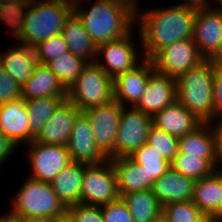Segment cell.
<instances>
[{"label": "cell", "mask_w": 222, "mask_h": 222, "mask_svg": "<svg viewBox=\"0 0 222 222\" xmlns=\"http://www.w3.org/2000/svg\"><path fill=\"white\" fill-rule=\"evenodd\" d=\"M30 178L50 183L72 160L64 145H50L33 141L26 145Z\"/></svg>", "instance_id": "cell-12"}, {"label": "cell", "mask_w": 222, "mask_h": 222, "mask_svg": "<svg viewBox=\"0 0 222 222\" xmlns=\"http://www.w3.org/2000/svg\"><path fill=\"white\" fill-rule=\"evenodd\" d=\"M84 170V163L71 162L50 182L51 188L66 208L81 204Z\"/></svg>", "instance_id": "cell-22"}, {"label": "cell", "mask_w": 222, "mask_h": 222, "mask_svg": "<svg viewBox=\"0 0 222 222\" xmlns=\"http://www.w3.org/2000/svg\"><path fill=\"white\" fill-rule=\"evenodd\" d=\"M154 71L151 59L144 58L134 69L116 76L113 79V99L122 106H134L144 93Z\"/></svg>", "instance_id": "cell-15"}, {"label": "cell", "mask_w": 222, "mask_h": 222, "mask_svg": "<svg viewBox=\"0 0 222 222\" xmlns=\"http://www.w3.org/2000/svg\"><path fill=\"white\" fill-rule=\"evenodd\" d=\"M125 1H127V2H129V3H131L133 6H135L136 8L137 7H140L139 5V1L138 0H125Z\"/></svg>", "instance_id": "cell-53"}, {"label": "cell", "mask_w": 222, "mask_h": 222, "mask_svg": "<svg viewBox=\"0 0 222 222\" xmlns=\"http://www.w3.org/2000/svg\"><path fill=\"white\" fill-rule=\"evenodd\" d=\"M104 222H135L125 201L119 197L115 201L101 206Z\"/></svg>", "instance_id": "cell-36"}, {"label": "cell", "mask_w": 222, "mask_h": 222, "mask_svg": "<svg viewBox=\"0 0 222 222\" xmlns=\"http://www.w3.org/2000/svg\"><path fill=\"white\" fill-rule=\"evenodd\" d=\"M152 121L156 128L176 138L193 132L203 123L177 100L157 112Z\"/></svg>", "instance_id": "cell-20"}, {"label": "cell", "mask_w": 222, "mask_h": 222, "mask_svg": "<svg viewBox=\"0 0 222 222\" xmlns=\"http://www.w3.org/2000/svg\"><path fill=\"white\" fill-rule=\"evenodd\" d=\"M73 2L74 13L96 46L124 38L135 31L136 7L125 0H96L95 3L92 0H74ZM84 2L90 4L89 9L84 7Z\"/></svg>", "instance_id": "cell-3"}, {"label": "cell", "mask_w": 222, "mask_h": 222, "mask_svg": "<svg viewBox=\"0 0 222 222\" xmlns=\"http://www.w3.org/2000/svg\"><path fill=\"white\" fill-rule=\"evenodd\" d=\"M0 131L17 147L34 141L30 134L25 99L0 104Z\"/></svg>", "instance_id": "cell-17"}, {"label": "cell", "mask_w": 222, "mask_h": 222, "mask_svg": "<svg viewBox=\"0 0 222 222\" xmlns=\"http://www.w3.org/2000/svg\"><path fill=\"white\" fill-rule=\"evenodd\" d=\"M204 59L193 39H184L163 47L151 61L156 72L177 79Z\"/></svg>", "instance_id": "cell-10"}, {"label": "cell", "mask_w": 222, "mask_h": 222, "mask_svg": "<svg viewBox=\"0 0 222 222\" xmlns=\"http://www.w3.org/2000/svg\"><path fill=\"white\" fill-rule=\"evenodd\" d=\"M67 97H42L25 100L30 134L36 138L58 106Z\"/></svg>", "instance_id": "cell-30"}, {"label": "cell", "mask_w": 222, "mask_h": 222, "mask_svg": "<svg viewBox=\"0 0 222 222\" xmlns=\"http://www.w3.org/2000/svg\"><path fill=\"white\" fill-rule=\"evenodd\" d=\"M147 143L170 163L178 153V138L156 128L154 125L150 128Z\"/></svg>", "instance_id": "cell-33"}, {"label": "cell", "mask_w": 222, "mask_h": 222, "mask_svg": "<svg viewBox=\"0 0 222 222\" xmlns=\"http://www.w3.org/2000/svg\"><path fill=\"white\" fill-rule=\"evenodd\" d=\"M139 10L137 7L136 27L145 58L151 59L160 49L174 42L192 39L196 10L180 4Z\"/></svg>", "instance_id": "cell-1"}, {"label": "cell", "mask_w": 222, "mask_h": 222, "mask_svg": "<svg viewBox=\"0 0 222 222\" xmlns=\"http://www.w3.org/2000/svg\"><path fill=\"white\" fill-rule=\"evenodd\" d=\"M133 36L132 31L124 38L97 46L95 63L112 79L134 69L145 58L143 51L136 47Z\"/></svg>", "instance_id": "cell-8"}, {"label": "cell", "mask_w": 222, "mask_h": 222, "mask_svg": "<svg viewBox=\"0 0 222 222\" xmlns=\"http://www.w3.org/2000/svg\"><path fill=\"white\" fill-rule=\"evenodd\" d=\"M211 124L216 133L217 154L222 167V117L214 119Z\"/></svg>", "instance_id": "cell-42"}, {"label": "cell", "mask_w": 222, "mask_h": 222, "mask_svg": "<svg viewBox=\"0 0 222 222\" xmlns=\"http://www.w3.org/2000/svg\"><path fill=\"white\" fill-rule=\"evenodd\" d=\"M210 61L214 65H222V41L220 44L219 49L216 51V53L210 58Z\"/></svg>", "instance_id": "cell-45"}, {"label": "cell", "mask_w": 222, "mask_h": 222, "mask_svg": "<svg viewBox=\"0 0 222 222\" xmlns=\"http://www.w3.org/2000/svg\"><path fill=\"white\" fill-rule=\"evenodd\" d=\"M214 64L204 59L176 79V100L203 123L215 119L213 104Z\"/></svg>", "instance_id": "cell-4"}, {"label": "cell", "mask_w": 222, "mask_h": 222, "mask_svg": "<svg viewBox=\"0 0 222 222\" xmlns=\"http://www.w3.org/2000/svg\"><path fill=\"white\" fill-rule=\"evenodd\" d=\"M117 178V188L120 197L133 191L146 190V174L139 165L129 157L111 159Z\"/></svg>", "instance_id": "cell-27"}, {"label": "cell", "mask_w": 222, "mask_h": 222, "mask_svg": "<svg viewBox=\"0 0 222 222\" xmlns=\"http://www.w3.org/2000/svg\"><path fill=\"white\" fill-rule=\"evenodd\" d=\"M14 197L9 212L21 219L51 220L67 212L48 182L28 177Z\"/></svg>", "instance_id": "cell-5"}, {"label": "cell", "mask_w": 222, "mask_h": 222, "mask_svg": "<svg viewBox=\"0 0 222 222\" xmlns=\"http://www.w3.org/2000/svg\"><path fill=\"white\" fill-rule=\"evenodd\" d=\"M73 12V0H30L9 19L10 35L16 43L33 49L40 42L61 34Z\"/></svg>", "instance_id": "cell-2"}, {"label": "cell", "mask_w": 222, "mask_h": 222, "mask_svg": "<svg viewBox=\"0 0 222 222\" xmlns=\"http://www.w3.org/2000/svg\"><path fill=\"white\" fill-rule=\"evenodd\" d=\"M37 64L34 50L20 43L0 54V65L21 86L34 72Z\"/></svg>", "instance_id": "cell-24"}, {"label": "cell", "mask_w": 222, "mask_h": 222, "mask_svg": "<svg viewBox=\"0 0 222 222\" xmlns=\"http://www.w3.org/2000/svg\"><path fill=\"white\" fill-rule=\"evenodd\" d=\"M122 108L123 106L113 99L107 104L82 111L89 120L97 146L108 159L115 158V142Z\"/></svg>", "instance_id": "cell-11"}, {"label": "cell", "mask_w": 222, "mask_h": 222, "mask_svg": "<svg viewBox=\"0 0 222 222\" xmlns=\"http://www.w3.org/2000/svg\"><path fill=\"white\" fill-rule=\"evenodd\" d=\"M129 158L142 165L146 174V189H152L154 181L158 180L171 167L170 162L165 160L148 143L135 150Z\"/></svg>", "instance_id": "cell-29"}, {"label": "cell", "mask_w": 222, "mask_h": 222, "mask_svg": "<svg viewBox=\"0 0 222 222\" xmlns=\"http://www.w3.org/2000/svg\"><path fill=\"white\" fill-rule=\"evenodd\" d=\"M80 113L81 111L76 105L67 99L64 100L51 115L34 141L50 145L66 146L73 129L74 121Z\"/></svg>", "instance_id": "cell-19"}, {"label": "cell", "mask_w": 222, "mask_h": 222, "mask_svg": "<svg viewBox=\"0 0 222 222\" xmlns=\"http://www.w3.org/2000/svg\"><path fill=\"white\" fill-rule=\"evenodd\" d=\"M152 125L151 116L134 106H123L115 142V158L129 157L135 150L147 143Z\"/></svg>", "instance_id": "cell-9"}, {"label": "cell", "mask_w": 222, "mask_h": 222, "mask_svg": "<svg viewBox=\"0 0 222 222\" xmlns=\"http://www.w3.org/2000/svg\"><path fill=\"white\" fill-rule=\"evenodd\" d=\"M178 4L194 10L211 8V0H182V2Z\"/></svg>", "instance_id": "cell-43"}, {"label": "cell", "mask_w": 222, "mask_h": 222, "mask_svg": "<svg viewBox=\"0 0 222 222\" xmlns=\"http://www.w3.org/2000/svg\"><path fill=\"white\" fill-rule=\"evenodd\" d=\"M0 9L2 10V0H0Z\"/></svg>", "instance_id": "cell-54"}, {"label": "cell", "mask_w": 222, "mask_h": 222, "mask_svg": "<svg viewBox=\"0 0 222 222\" xmlns=\"http://www.w3.org/2000/svg\"><path fill=\"white\" fill-rule=\"evenodd\" d=\"M67 100L82 112L113 100V79L96 63H87L67 91Z\"/></svg>", "instance_id": "cell-6"}, {"label": "cell", "mask_w": 222, "mask_h": 222, "mask_svg": "<svg viewBox=\"0 0 222 222\" xmlns=\"http://www.w3.org/2000/svg\"><path fill=\"white\" fill-rule=\"evenodd\" d=\"M222 195V168L195 181L192 203L204 214L211 216L219 206Z\"/></svg>", "instance_id": "cell-26"}, {"label": "cell", "mask_w": 222, "mask_h": 222, "mask_svg": "<svg viewBox=\"0 0 222 222\" xmlns=\"http://www.w3.org/2000/svg\"><path fill=\"white\" fill-rule=\"evenodd\" d=\"M176 100V79L154 71L135 108L153 117Z\"/></svg>", "instance_id": "cell-18"}, {"label": "cell", "mask_w": 222, "mask_h": 222, "mask_svg": "<svg viewBox=\"0 0 222 222\" xmlns=\"http://www.w3.org/2000/svg\"><path fill=\"white\" fill-rule=\"evenodd\" d=\"M154 222H169V220L161 214L154 220Z\"/></svg>", "instance_id": "cell-51"}, {"label": "cell", "mask_w": 222, "mask_h": 222, "mask_svg": "<svg viewBox=\"0 0 222 222\" xmlns=\"http://www.w3.org/2000/svg\"><path fill=\"white\" fill-rule=\"evenodd\" d=\"M73 222H104L100 206L76 204L67 208Z\"/></svg>", "instance_id": "cell-38"}, {"label": "cell", "mask_w": 222, "mask_h": 222, "mask_svg": "<svg viewBox=\"0 0 222 222\" xmlns=\"http://www.w3.org/2000/svg\"><path fill=\"white\" fill-rule=\"evenodd\" d=\"M170 164L177 172L195 181L210 175L214 171L204 159L179 152L175 155Z\"/></svg>", "instance_id": "cell-32"}, {"label": "cell", "mask_w": 222, "mask_h": 222, "mask_svg": "<svg viewBox=\"0 0 222 222\" xmlns=\"http://www.w3.org/2000/svg\"><path fill=\"white\" fill-rule=\"evenodd\" d=\"M6 24L7 26L9 25V18L7 15L0 9V23Z\"/></svg>", "instance_id": "cell-48"}, {"label": "cell", "mask_w": 222, "mask_h": 222, "mask_svg": "<svg viewBox=\"0 0 222 222\" xmlns=\"http://www.w3.org/2000/svg\"><path fill=\"white\" fill-rule=\"evenodd\" d=\"M5 214V215H4ZM0 215V222H23L19 216L13 215L11 212Z\"/></svg>", "instance_id": "cell-44"}, {"label": "cell", "mask_w": 222, "mask_h": 222, "mask_svg": "<svg viewBox=\"0 0 222 222\" xmlns=\"http://www.w3.org/2000/svg\"><path fill=\"white\" fill-rule=\"evenodd\" d=\"M120 197L111 159L99 164H85L81 186V204L107 205Z\"/></svg>", "instance_id": "cell-7"}, {"label": "cell", "mask_w": 222, "mask_h": 222, "mask_svg": "<svg viewBox=\"0 0 222 222\" xmlns=\"http://www.w3.org/2000/svg\"><path fill=\"white\" fill-rule=\"evenodd\" d=\"M135 222H154L162 214V205L152 189L133 191L121 197Z\"/></svg>", "instance_id": "cell-28"}, {"label": "cell", "mask_w": 222, "mask_h": 222, "mask_svg": "<svg viewBox=\"0 0 222 222\" xmlns=\"http://www.w3.org/2000/svg\"><path fill=\"white\" fill-rule=\"evenodd\" d=\"M199 53L210 59L219 49L222 41V10H196L193 37Z\"/></svg>", "instance_id": "cell-14"}, {"label": "cell", "mask_w": 222, "mask_h": 222, "mask_svg": "<svg viewBox=\"0 0 222 222\" xmlns=\"http://www.w3.org/2000/svg\"><path fill=\"white\" fill-rule=\"evenodd\" d=\"M22 86L0 65V104L22 98Z\"/></svg>", "instance_id": "cell-37"}, {"label": "cell", "mask_w": 222, "mask_h": 222, "mask_svg": "<svg viewBox=\"0 0 222 222\" xmlns=\"http://www.w3.org/2000/svg\"><path fill=\"white\" fill-rule=\"evenodd\" d=\"M212 3H215L216 5H212ZM211 8L222 10V0H211Z\"/></svg>", "instance_id": "cell-49"}, {"label": "cell", "mask_w": 222, "mask_h": 222, "mask_svg": "<svg viewBox=\"0 0 222 222\" xmlns=\"http://www.w3.org/2000/svg\"><path fill=\"white\" fill-rule=\"evenodd\" d=\"M178 152L204 159L214 170L222 168L218 159L216 133L211 123H202L193 132L178 138Z\"/></svg>", "instance_id": "cell-16"}, {"label": "cell", "mask_w": 222, "mask_h": 222, "mask_svg": "<svg viewBox=\"0 0 222 222\" xmlns=\"http://www.w3.org/2000/svg\"><path fill=\"white\" fill-rule=\"evenodd\" d=\"M213 104L215 119L222 117V65H214Z\"/></svg>", "instance_id": "cell-39"}, {"label": "cell", "mask_w": 222, "mask_h": 222, "mask_svg": "<svg viewBox=\"0 0 222 222\" xmlns=\"http://www.w3.org/2000/svg\"><path fill=\"white\" fill-rule=\"evenodd\" d=\"M25 100L42 97H67V91L46 64L38 63L34 72L22 85Z\"/></svg>", "instance_id": "cell-23"}, {"label": "cell", "mask_w": 222, "mask_h": 222, "mask_svg": "<svg viewBox=\"0 0 222 222\" xmlns=\"http://www.w3.org/2000/svg\"><path fill=\"white\" fill-rule=\"evenodd\" d=\"M66 146L72 162L89 165L99 164L108 159L97 146L89 120L82 112L74 121Z\"/></svg>", "instance_id": "cell-13"}, {"label": "cell", "mask_w": 222, "mask_h": 222, "mask_svg": "<svg viewBox=\"0 0 222 222\" xmlns=\"http://www.w3.org/2000/svg\"><path fill=\"white\" fill-rule=\"evenodd\" d=\"M16 148L17 146L0 131V167L2 164L4 166V162L12 157V153L17 150Z\"/></svg>", "instance_id": "cell-40"}, {"label": "cell", "mask_w": 222, "mask_h": 222, "mask_svg": "<svg viewBox=\"0 0 222 222\" xmlns=\"http://www.w3.org/2000/svg\"><path fill=\"white\" fill-rule=\"evenodd\" d=\"M23 222H49V220H45V219H23Z\"/></svg>", "instance_id": "cell-52"}, {"label": "cell", "mask_w": 222, "mask_h": 222, "mask_svg": "<svg viewBox=\"0 0 222 222\" xmlns=\"http://www.w3.org/2000/svg\"><path fill=\"white\" fill-rule=\"evenodd\" d=\"M38 63L47 64L68 51V46L61 34L40 42L33 48Z\"/></svg>", "instance_id": "cell-35"}, {"label": "cell", "mask_w": 222, "mask_h": 222, "mask_svg": "<svg viewBox=\"0 0 222 222\" xmlns=\"http://www.w3.org/2000/svg\"><path fill=\"white\" fill-rule=\"evenodd\" d=\"M68 51L87 63H95L97 46L90 38L81 20L73 12L61 30Z\"/></svg>", "instance_id": "cell-25"}, {"label": "cell", "mask_w": 222, "mask_h": 222, "mask_svg": "<svg viewBox=\"0 0 222 222\" xmlns=\"http://www.w3.org/2000/svg\"><path fill=\"white\" fill-rule=\"evenodd\" d=\"M162 214L169 222H197L204 215L191 200L164 205Z\"/></svg>", "instance_id": "cell-34"}, {"label": "cell", "mask_w": 222, "mask_h": 222, "mask_svg": "<svg viewBox=\"0 0 222 222\" xmlns=\"http://www.w3.org/2000/svg\"><path fill=\"white\" fill-rule=\"evenodd\" d=\"M215 222H222V195L218 209L210 216Z\"/></svg>", "instance_id": "cell-46"}, {"label": "cell", "mask_w": 222, "mask_h": 222, "mask_svg": "<svg viewBox=\"0 0 222 222\" xmlns=\"http://www.w3.org/2000/svg\"><path fill=\"white\" fill-rule=\"evenodd\" d=\"M195 180L170 167L158 180L152 191L162 206L172 202L189 201L192 198Z\"/></svg>", "instance_id": "cell-21"}, {"label": "cell", "mask_w": 222, "mask_h": 222, "mask_svg": "<svg viewBox=\"0 0 222 222\" xmlns=\"http://www.w3.org/2000/svg\"><path fill=\"white\" fill-rule=\"evenodd\" d=\"M86 64L87 62L82 58L67 51L50 60L46 65L56 75L64 89L68 91Z\"/></svg>", "instance_id": "cell-31"}, {"label": "cell", "mask_w": 222, "mask_h": 222, "mask_svg": "<svg viewBox=\"0 0 222 222\" xmlns=\"http://www.w3.org/2000/svg\"><path fill=\"white\" fill-rule=\"evenodd\" d=\"M49 222H73V219L71 218L69 213L66 212L63 215H60L58 217H55V218L49 220Z\"/></svg>", "instance_id": "cell-47"}, {"label": "cell", "mask_w": 222, "mask_h": 222, "mask_svg": "<svg viewBox=\"0 0 222 222\" xmlns=\"http://www.w3.org/2000/svg\"><path fill=\"white\" fill-rule=\"evenodd\" d=\"M197 222H215L210 216L203 215Z\"/></svg>", "instance_id": "cell-50"}, {"label": "cell", "mask_w": 222, "mask_h": 222, "mask_svg": "<svg viewBox=\"0 0 222 222\" xmlns=\"http://www.w3.org/2000/svg\"><path fill=\"white\" fill-rule=\"evenodd\" d=\"M30 0H2V11L10 19L20 9L24 8Z\"/></svg>", "instance_id": "cell-41"}]
</instances>
